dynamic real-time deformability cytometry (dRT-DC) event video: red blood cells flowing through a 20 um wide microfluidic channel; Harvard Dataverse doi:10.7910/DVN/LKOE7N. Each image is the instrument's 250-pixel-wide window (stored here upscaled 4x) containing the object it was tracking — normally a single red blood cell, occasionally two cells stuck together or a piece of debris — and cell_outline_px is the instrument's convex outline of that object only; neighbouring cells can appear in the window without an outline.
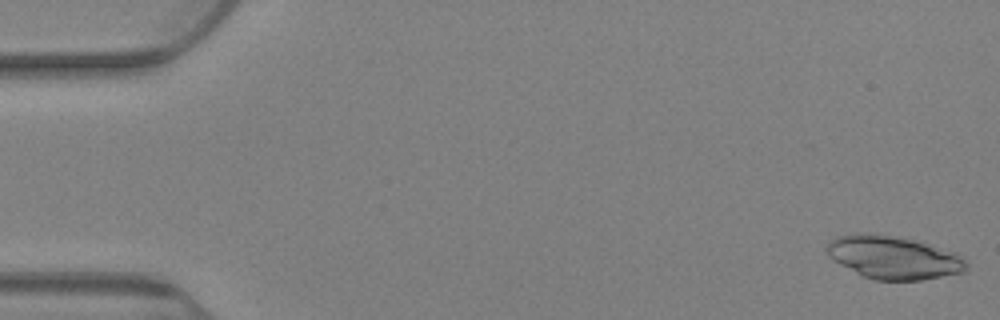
{"species": "Egyptian fruit bat (a non-hibernating species)", "species_latin": "Rousettus aegyptiacus", "temperature_condition": "warm", "stored_images_in_passage": 79, "camera_frame_rate_fps": 3000, "um_per_image_px": 0.085, "animal": {"sex": "female"}, "frame": {"image": 1, "passage_image": 2, "time_ms": 0.333, "image_size_px": [1000, 320], "cell_outline_px": [[968, 272], [920, 280], [872, 280], [860, 276], [832, 260], [828, 256], [824, 248], [836, 236], [856, 232], [860, 232], [892, 236], [912, 240], [956, 252], [968, 264]], "centroid_in_image_um": [75.91, 21.9], "position_along_channel_um": 9.1, "area_um2": 35.32}}